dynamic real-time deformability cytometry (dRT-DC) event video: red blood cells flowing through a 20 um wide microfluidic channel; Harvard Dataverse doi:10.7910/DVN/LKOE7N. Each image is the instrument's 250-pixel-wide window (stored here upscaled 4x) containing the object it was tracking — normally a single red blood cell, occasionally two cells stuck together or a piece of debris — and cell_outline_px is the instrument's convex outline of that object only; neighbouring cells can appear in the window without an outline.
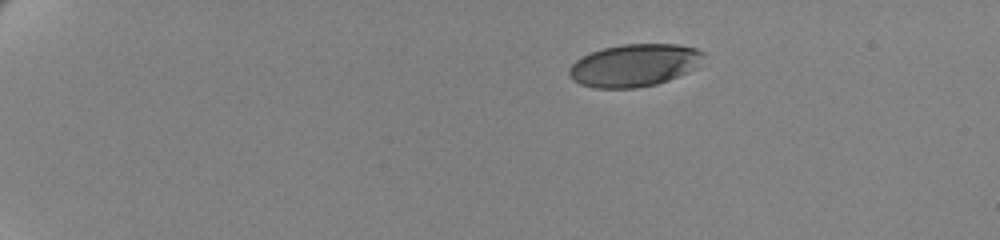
{"species": "human", "species_latin": "Homo sapiens", "temperature_condition": "cold", "stored_images_in_passage": 50, "camera_frame_rate_fps": 3000, "um_per_image_px": 0.085, "donor": {"sex": "female"}, "frame": {"image": 1, "passage_image": 1, "time_ms": 0.0, "image_size_px": [1000, 240], "cell_outline_px": [[704, 56], [696, 68], [688, 72], [668, 80], [656, 84], [636, 88], [596, 88], [580, 84], [572, 80], [568, 76], [568, 72], [572, 64], [576, 60], [592, 52], [604, 48], [624, 44], [676, 44], [696, 48], [704, 52]], "centroid_in_image_um": [53.92, 5.55], "position_along_channel_um": 31.1, "area_um2": 33.23}}
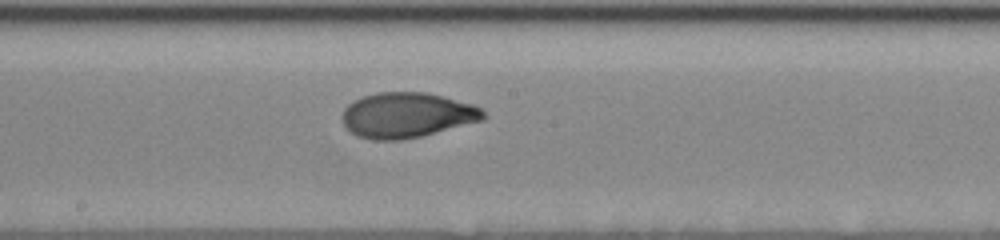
{"frame": {"image": 2, "passage_image": 26, "time_ms": 8.333, "image_size_px": [1000, 240], "cell_outline_px": [[484, 120], [420, 136], [400, 140], [372, 140], [356, 136], [344, 124], [340, 116], [344, 108], [348, 104], [364, 96], [376, 92], [428, 92], [472, 104], [480, 108], [484, 112]], "centroid_in_image_um": [34.56, 9.78], "position_along_channel_um": 213.6, "area_um2": 37.11}}
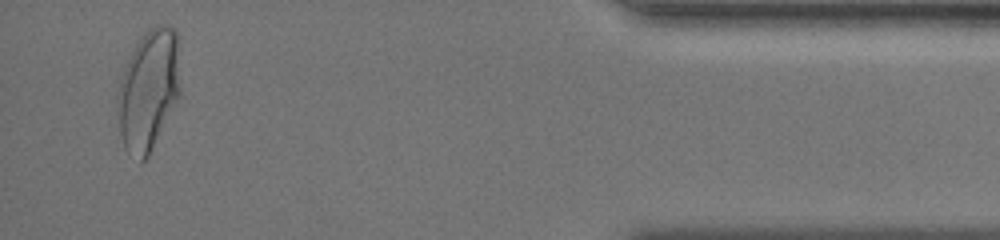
{"frame": {"image": 3, "passage_image": 48, "time_ms": 15.667, "image_size_px": [1000, 240], "cell_outline_px": [[180, 96], [148, 156], [144, 160], [140, 160], [128, 152], [124, 148], [120, 132], [116, 96], [116, 92], [124, 68], [136, 44], [156, 24], [168, 24], [180, 36]], "centroid_in_image_um": [12.66, 7.61], "position_along_channel_um": 422.5, "area_um2": 44.45}, "authors_computed_cell_mechanics": {"area_um2": 36.6741, "velocity_mm_per_s": 3.4887, "shape_relaxation_time_tau1_ms": 5.3955, "shape_relaxation_time_tau2_ms": 0.8963, "deformation_change_tau1": 0.1724, "deformation_change_tau2": 0.054}}